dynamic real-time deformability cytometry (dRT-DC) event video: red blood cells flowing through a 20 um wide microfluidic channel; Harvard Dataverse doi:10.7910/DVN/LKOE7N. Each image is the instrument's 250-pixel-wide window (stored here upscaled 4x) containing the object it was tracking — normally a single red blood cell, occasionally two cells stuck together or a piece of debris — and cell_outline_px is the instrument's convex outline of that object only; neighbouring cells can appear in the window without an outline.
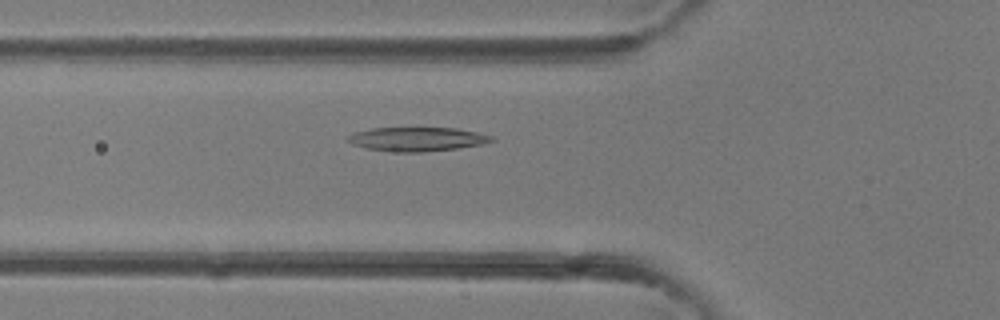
{"species": "common noctule bat (a hibernating species)", "species_latin": "Nyctalus noctula", "temperature_condition": "room temperature", "stored_images_in_passage": 30, "camera_frame_rate_fps": 3000, "um_per_image_px": 0.085, "animal": {"sex": "female"}, "frame": {"image": 1, "passage_image": 4, "time_ms": 1.0, "image_size_px": [1000, 320], "cell_outline_px": [[496, 140], [484, 144], [460, 148], [420, 152], [404, 152], [364, 148], [352, 144], [344, 140], [344, 136], [352, 132], [372, 128], [456, 128], [476, 132], [492, 136]], "centroid_in_image_um": [35.4, 11.82], "position_along_channel_um": 90.4, "area_um2": 20.29}}
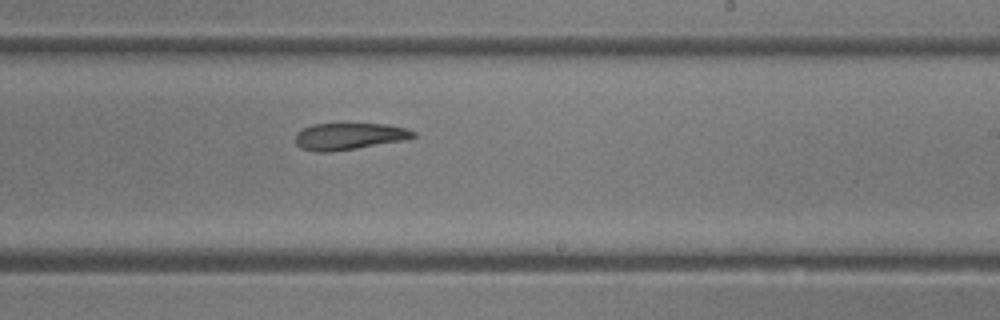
{"frame": {"image": 2, "passage_image": 14, "time_ms": 4.333, "image_size_px": [1000, 320], "cell_outline_px": [[416, 136], [404, 140], [332, 152], [316, 152], [300, 148], [296, 144], [296, 132], [312, 124], [384, 124], [408, 128], [416, 132]], "centroid_in_image_um": [29.67, 11.59], "position_along_channel_um": 259.3, "area_um2": 18.38}}
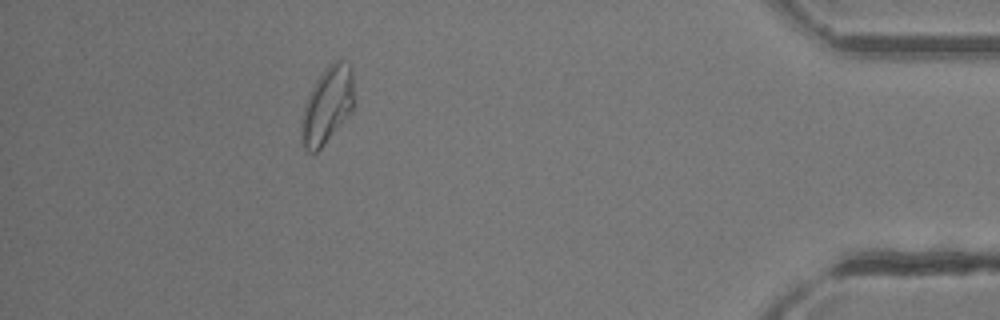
{"frame": {"image": 3, "passage_image": 26, "time_ms": 8.333, "image_size_px": [1000, 320], "cell_outline_px": [[352, 108], [340, 124], [324, 144], [316, 152], [308, 152], [304, 148], [300, 140], [300, 120], [304, 104], [316, 80], [328, 64], [336, 60], [340, 60], [348, 64], [352, 68]], "centroid_in_image_um": [27.75, 8.96], "position_along_channel_um": 407.5, "area_um2": 23.12}}